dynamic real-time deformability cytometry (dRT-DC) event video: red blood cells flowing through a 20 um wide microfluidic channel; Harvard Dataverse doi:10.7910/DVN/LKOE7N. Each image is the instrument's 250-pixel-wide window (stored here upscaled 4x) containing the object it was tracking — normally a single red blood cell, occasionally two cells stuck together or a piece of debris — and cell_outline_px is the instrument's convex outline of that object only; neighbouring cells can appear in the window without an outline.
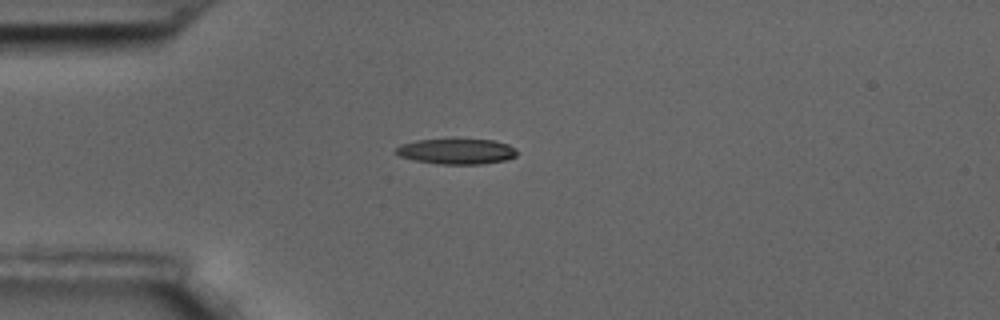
{"species": "common noctule bat (a hibernating species)", "species_latin": "Nyctalus noctula", "temperature_condition": "room temperature", "stored_images_in_passage": 44, "camera_frame_rate_fps": 3000, "um_per_image_px": 0.085, "animal": {"sex": "male", "body_mass_g": 17.5, "forearm_length_mm": 52.3}, "frame": {"image": 1, "passage_image": 1, "time_ms": 0.0, "image_size_px": [1000, 320], "cell_outline_px": [[516, 156], [508, 160], [480, 164], [440, 164], [416, 160], [400, 156], [392, 152], [400, 144], [416, 140], [452, 136], [492, 140], [508, 144], [516, 148]], "centroid_in_image_um": [38.79, 12.81], "position_along_channel_um": 46.2, "area_um2": 18.96}}
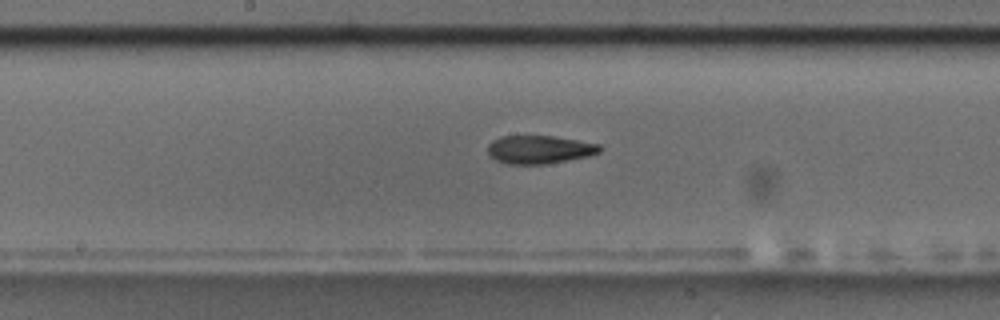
{"frame": {"image": 2, "passage_image": 16, "time_ms": 5.0, "image_size_px": [1000, 320], "cell_outline_px": [[604, 148], [600, 152], [588, 156], [568, 160], [544, 164], [504, 164], [488, 156], [488, 144], [492, 140], [500, 136], [552, 136], [600, 144]], "centroid_in_image_um": [45.83, 12.71], "position_along_channel_um": 202.4, "area_um2": 18.55}}
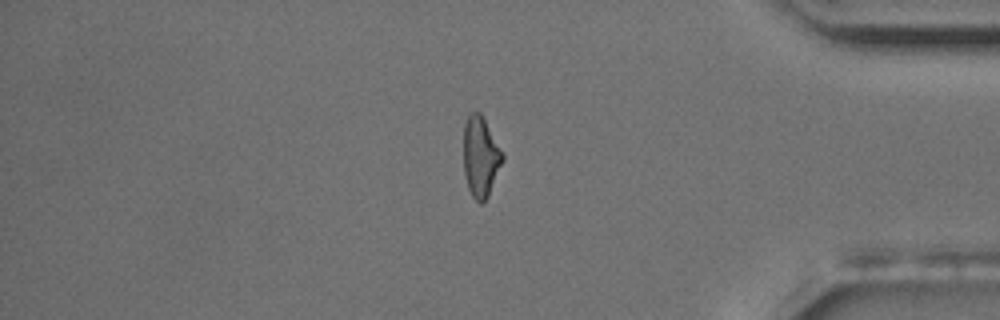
{"frame": {"image": 3, "passage_image": 35, "time_ms": 11.333, "image_size_px": [1000, 320], "cell_outline_px": [[504, 160], [488, 196], [480, 204], [472, 196], [468, 188], [464, 176], [464, 124], [468, 116], [472, 112], [480, 112], [504, 152]], "centroid_in_image_um": [40.86, 13.32], "position_along_channel_um": 394.3, "area_um2": 18.38}, "authors_computed_cell_mechanics": {"area_um2": 18.8139, "velocity_mm_per_s": 3.4615, "shape_relaxation_time_tau1_ms": 5.749, "shape_relaxation_time_tau2_ms": 6.3417, "deformation_change_tau1": 0.1848, "deformation_change_tau2": 0.1415}}